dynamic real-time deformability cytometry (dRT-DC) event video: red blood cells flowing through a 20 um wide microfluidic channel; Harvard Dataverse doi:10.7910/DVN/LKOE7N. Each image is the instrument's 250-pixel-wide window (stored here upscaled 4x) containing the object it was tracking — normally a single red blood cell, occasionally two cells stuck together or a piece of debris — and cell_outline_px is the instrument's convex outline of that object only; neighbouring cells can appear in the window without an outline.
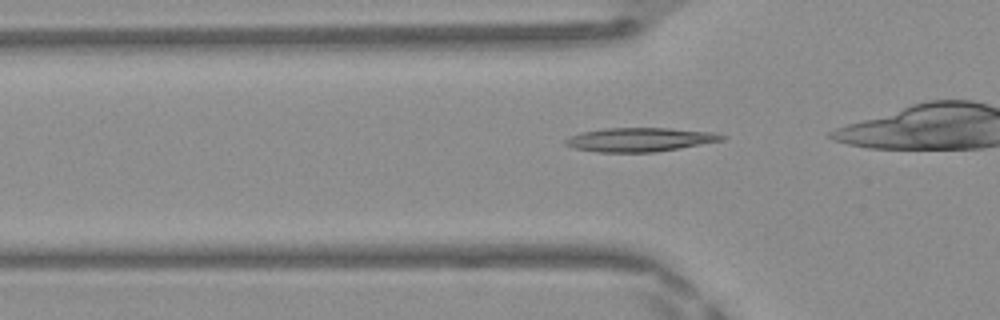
{"species": "Egyptian fruit bat (a non-hibernating species)", "species_latin": "Rousettus aegyptiacus", "temperature_condition": "warm", "stored_images_in_passage": 29, "camera_frame_rate_fps": 3000, "um_per_image_px": 0.085, "frame": {"image": 1, "passage_image": 6, "time_ms": 1.667, "image_size_px": [1000, 320], "cell_outline_px": [[728, 136], [724, 140], [680, 148], [656, 152], [596, 152], [572, 148], [564, 144], [564, 140], [580, 132], [604, 128], [668, 128], [712, 132]], "centroid_in_image_um": [54.37, 11.87], "position_along_channel_um": 71.4, "area_um2": 21.85}}
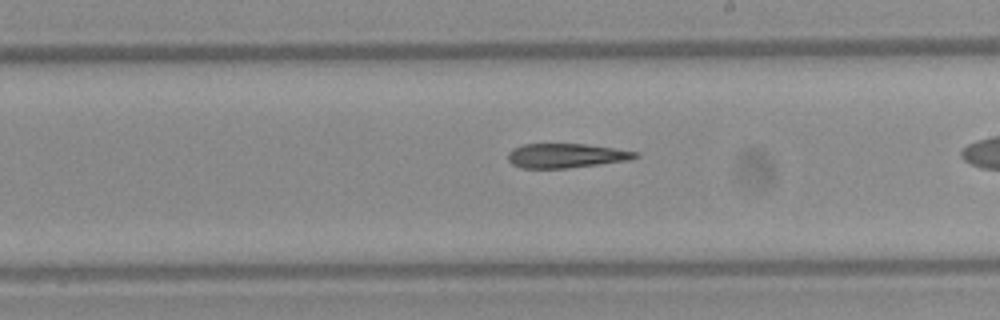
{"frame": {"image": 2, "passage_image": 18, "time_ms": 5.667, "image_size_px": [1000, 320], "cell_outline_px": [[640, 156], [628, 160], [600, 164], [568, 168], [520, 168], [512, 164], [508, 160], [508, 152], [512, 148], [524, 144], [584, 144], [640, 152]], "centroid_in_image_um": [48.1, 13.23], "position_along_channel_um": 240.9, "area_um2": 18.09}}
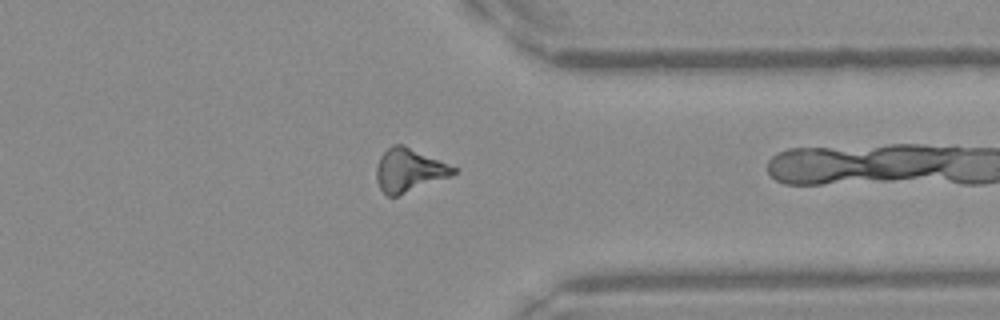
{"frame": {"image": 3, "passage_image": 28, "time_ms": 9.0, "image_size_px": [1000, 320], "cell_outline_px": [[456, 172], [452, 176], [396, 196], [388, 196], [380, 188], [376, 180], [376, 168], [380, 156], [392, 144], [404, 144], [456, 168]], "centroid_in_image_um": [34.75, 14.46], "position_along_channel_um": 376.7, "area_um2": 19.25}}